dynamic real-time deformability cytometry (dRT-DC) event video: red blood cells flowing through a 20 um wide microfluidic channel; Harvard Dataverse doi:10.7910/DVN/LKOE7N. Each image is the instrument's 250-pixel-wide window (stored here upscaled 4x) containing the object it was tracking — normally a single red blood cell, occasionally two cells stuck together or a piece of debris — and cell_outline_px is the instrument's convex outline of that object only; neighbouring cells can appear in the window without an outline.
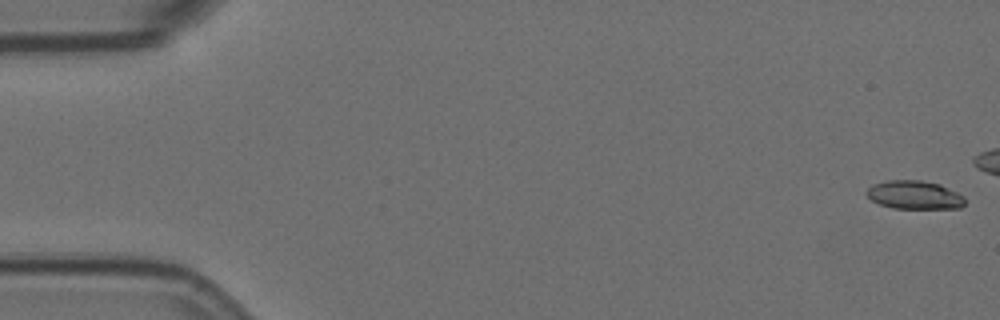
{"species": "Egyptian fruit bat (a non-hibernating species)", "species_latin": "Rousettus aegyptiacus", "temperature_condition": "room temperature", "stored_images_in_passage": 46, "camera_frame_rate_fps": 3000, "um_per_image_px": 0.085, "animal": {"sex": "female"}, "frame": {"image": 1, "passage_image": 1, "time_ms": 0.0, "image_size_px": [1000, 320], "cell_outline_px": [[964, 204], [960, 208], [892, 208], [880, 204], [872, 200], [864, 192], [872, 184], [888, 180], [920, 180], [940, 184], [964, 196]], "centroid_in_image_um": [77.7, 16.56], "position_along_channel_um": 7.3, "area_um2": 16.24}}
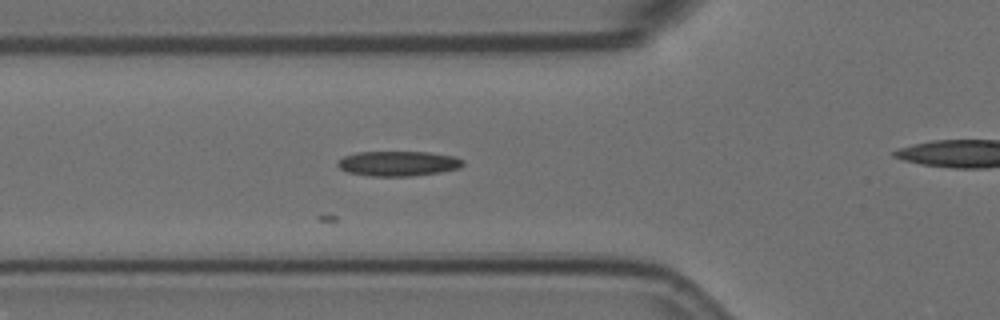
{"frame": {"image": 2, "passage_image": 20, "time_ms": 6.333, "image_size_px": [1000, 320], "cell_outline_px": [[464, 164], [460, 168], [440, 172], [412, 176], [368, 176], [348, 172], [340, 168], [336, 164], [344, 156], [360, 152], [428, 152], [452, 156], [464, 160]], "centroid_in_image_um": [33.86, 13.9], "position_along_channel_um": 91.9, "area_um2": 18.15}}